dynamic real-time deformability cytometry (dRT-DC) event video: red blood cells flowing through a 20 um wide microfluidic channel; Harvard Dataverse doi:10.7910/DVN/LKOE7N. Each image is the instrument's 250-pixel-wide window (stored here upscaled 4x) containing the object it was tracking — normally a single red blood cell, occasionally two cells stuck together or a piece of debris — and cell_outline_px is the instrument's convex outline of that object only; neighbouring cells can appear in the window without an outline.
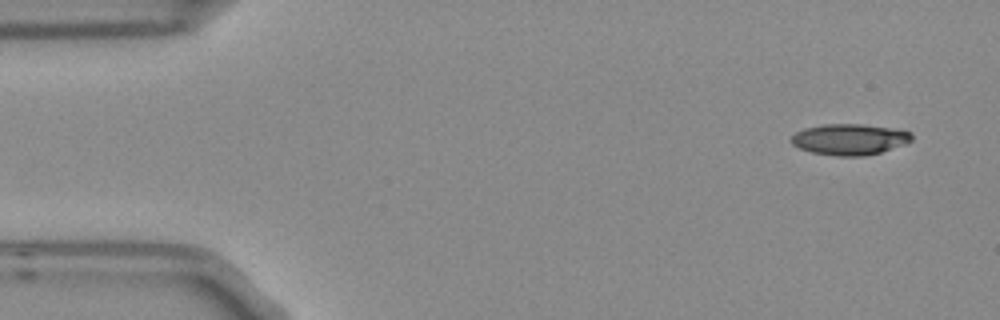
{"species": "Egyptian fruit bat (a non-hibernating species)", "species_latin": "Rousettus aegyptiacus", "temperature_condition": "room temperature", "stored_images_in_passage": 4, "camera_frame_rate_fps": 3000, "um_per_image_px": 0.085, "frame": {"image": 1, "passage_image": 1, "time_ms": 0.0, "image_size_px": [1000, 320], "cell_outline_px": [[912, 140], [904, 144], [880, 152], [864, 156], [836, 156], [812, 152], [800, 148], [792, 144], [788, 140], [796, 132], [804, 128], [824, 124], [864, 124], [900, 128], [912, 132]], "centroid_in_image_um": [72.23, 11.83], "position_along_channel_um": 12.8, "area_um2": 22.02}}
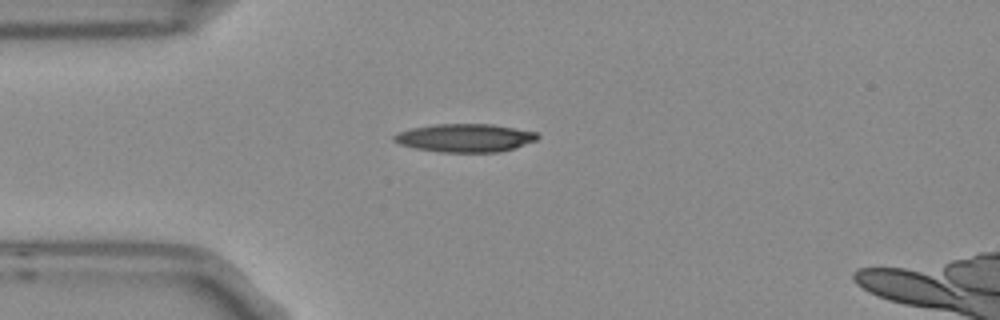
{"frame": {"image": 2, "passage_image": 4, "time_ms": 1.0, "image_size_px": [1000, 320], "cell_outline_px": [[540, 136], [536, 140], [500, 152], [440, 152], [416, 148], [400, 144], [392, 140], [392, 136], [400, 132], [412, 128], [436, 124], [492, 124], [536, 132]], "centroid_in_image_um": [39.51, 11.72], "position_along_channel_um": 45.5, "area_um2": 23.35}}